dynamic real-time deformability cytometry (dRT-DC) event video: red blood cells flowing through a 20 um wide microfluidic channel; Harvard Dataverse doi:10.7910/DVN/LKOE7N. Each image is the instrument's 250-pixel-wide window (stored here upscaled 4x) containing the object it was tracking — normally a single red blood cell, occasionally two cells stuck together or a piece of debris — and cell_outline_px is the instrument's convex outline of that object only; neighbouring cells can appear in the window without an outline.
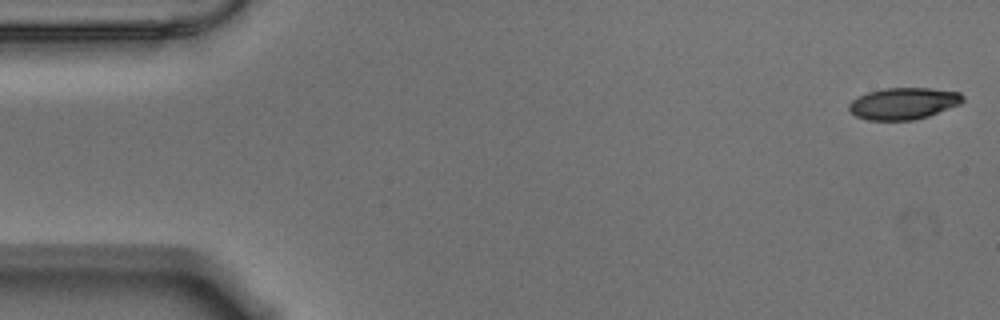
{"species": "Egyptian fruit bat (a non-hibernating species)", "species_latin": "Rousettus aegyptiacus", "temperature_condition": "warm", "stored_images_in_passage": 56, "camera_frame_rate_fps": 3000, "um_per_image_px": 0.085, "animal": {"sex": "male"}, "frame": {"image": 1, "passage_image": 1, "time_ms": 0.0, "image_size_px": [1000, 320], "cell_outline_px": [[964, 100], [960, 104], [928, 116], [912, 120], [868, 120], [856, 116], [848, 108], [848, 104], [852, 100], [868, 92], [884, 88], [928, 88], [960, 92], [964, 96]], "centroid_in_image_um": [76.8, 8.79], "position_along_channel_um": 8.2, "area_um2": 20.92}}
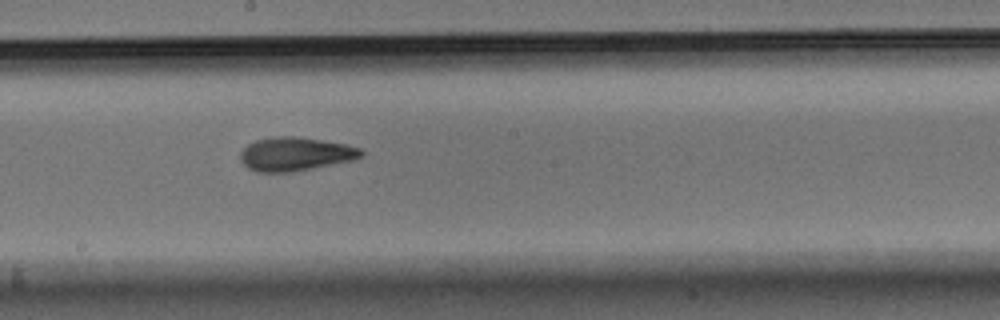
{"frame": {"image": 2, "passage_image": 30, "time_ms": 9.667, "image_size_px": [1000, 320], "cell_outline_px": [[364, 156], [352, 160], [292, 172], [256, 172], [248, 168], [240, 160], [240, 152], [248, 144], [256, 140], [276, 136], [296, 136], [348, 144], [360, 148], [364, 152]], "centroid_in_image_um": [25.11, 13.09], "position_along_channel_um": 223.1, "area_um2": 23.76}}
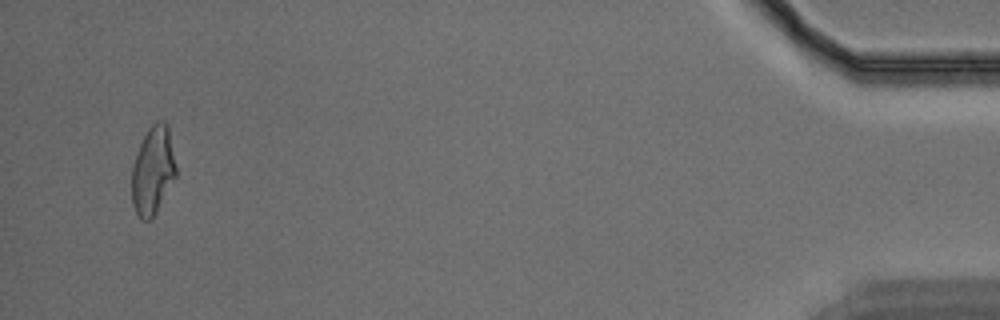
{"frame": {"image": 3, "passage_image": 54, "time_ms": 17.667, "image_size_px": [1000, 320], "cell_outline_px": [[176, 176], [152, 220], [140, 220], [132, 204], [132, 164], [140, 144], [148, 128], [156, 120], [164, 120], [168, 124], [176, 168]], "centroid_in_image_um": [12.99, 14.49], "position_along_channel_um": 422.2, "area_um2": 22.83}, "authors_computed_cell_mechanics": {"area_um2": 22.6287, "velocity_mm_per_s": 3.5352, "shape_relaxation_time_tau1_ms": 5.6588, "shape_relaxation_time_tau2_ms": 2.5103, "deformation_change_tau1": 0.1824, "deformation_change_tau2": 0.0939}}